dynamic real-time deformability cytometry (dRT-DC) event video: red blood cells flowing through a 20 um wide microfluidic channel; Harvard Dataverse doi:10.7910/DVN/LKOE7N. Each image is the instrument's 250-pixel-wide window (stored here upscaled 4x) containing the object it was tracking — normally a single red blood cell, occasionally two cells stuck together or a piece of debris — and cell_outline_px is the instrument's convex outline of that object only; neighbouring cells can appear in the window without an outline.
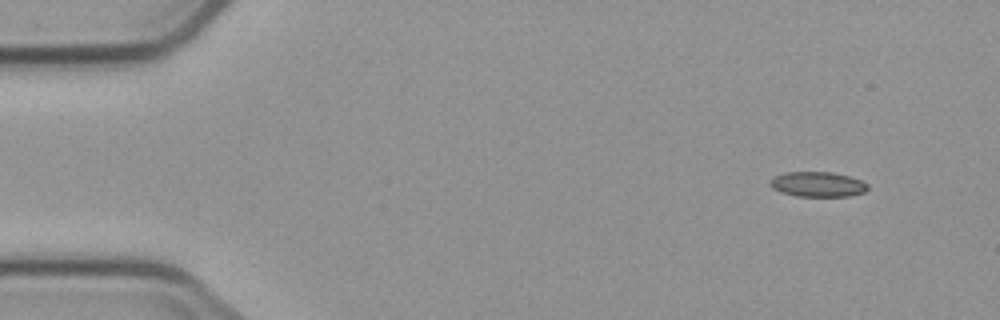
{"species": "common noctule bat (a hibernating species)", "species_latin": "Nyctalus noctula", "temperature_condition": "cold", "stored_images_in_passage": 4, "segment_of_instrument_passage": [2, 2], "camera_frame_rate_fps": 3000, "um_per_image_px": 0.085, "animal": {"sex": "male", "body_mass_g": 23.1, "forearm_length_mm": 52.7}, "frame": {"image": 1, "passage_image": 4, "time_ms": 5.667, "image_size_px": [1000, 320], "cell_outline_px": [[868, 188], [864, 192], [848, 196], [796, 196], [780, 192], [772, 188], [768, 184], [768, 180], [772, 176], [784, 172], [832, 172], [848, 176], [860, 180], [868, 184]], "centroid_in_image_um": [69.43, 15.66], "position_along_channel_um": 15.6, "area_um2": 14.39}}